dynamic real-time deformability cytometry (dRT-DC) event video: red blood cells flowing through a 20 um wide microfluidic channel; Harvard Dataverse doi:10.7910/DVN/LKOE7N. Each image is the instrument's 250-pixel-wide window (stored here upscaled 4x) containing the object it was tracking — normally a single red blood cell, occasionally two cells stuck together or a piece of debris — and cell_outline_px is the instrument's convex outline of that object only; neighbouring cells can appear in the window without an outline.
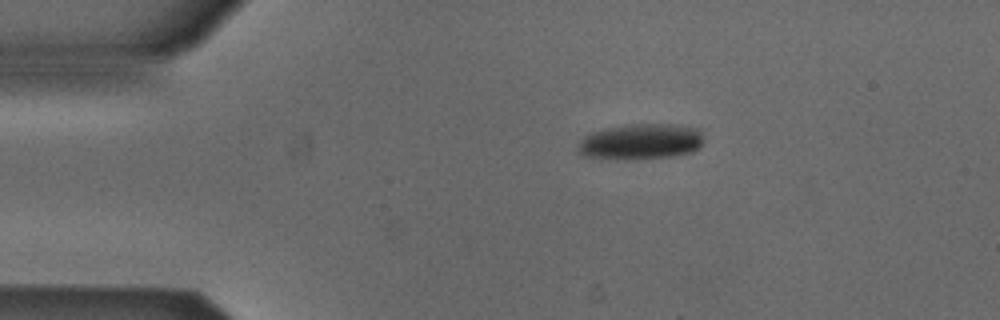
{"species": "Egyptian fruit bat (a non-hibernating species)", "species_latin": "Rousettus aegyptiacus", "temperature_condition": "cold", "stored_images_in_passage": 7, "camera_frame_rate_fps": 3000, "um_per_image_px": 0.085, "animal": {"sex": "male"}, "frame": {"image": 1, "passage_image": 1, "time_ms": 0.0, "image_size_px": [1000, 320], "cell_outline_px": [[704, 140], [700, 148], [692, 152], [672, 156], [636, 160], [600, 160], [584, 156], [576, 152], [576, 144], [584, 136], [592, 132], [608, 128], [636, 124], [676, 124], [696, 128], [704, 132]], "centroid_in_image_um": [54.44, 12.07], "position_along_channel_um": 30.6, "area_um2": 27.05}}